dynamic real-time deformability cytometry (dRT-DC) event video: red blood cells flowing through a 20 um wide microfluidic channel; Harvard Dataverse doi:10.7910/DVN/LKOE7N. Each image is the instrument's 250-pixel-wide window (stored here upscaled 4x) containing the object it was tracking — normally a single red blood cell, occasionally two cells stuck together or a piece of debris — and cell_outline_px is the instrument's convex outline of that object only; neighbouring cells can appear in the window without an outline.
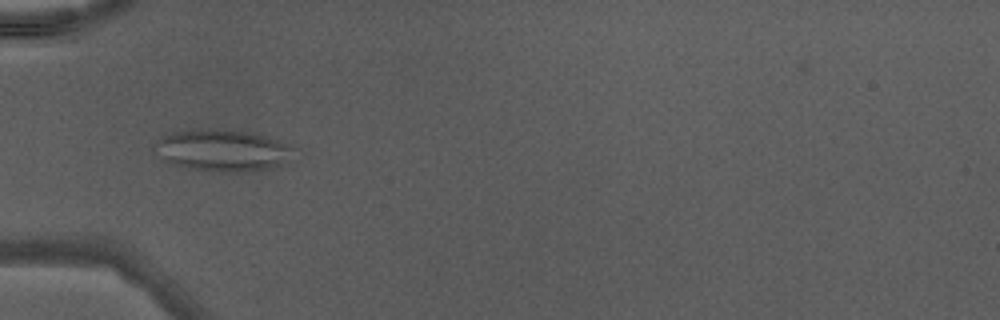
{"species": "Egyptian fruit bat (a non-hibernating species)", "species_latin": "Rousettus aegyptiacus", "temperature_condition": "warm", "stored_images_in_passage": 49, "camera_frame_rate_fps": 3000, "um_per_image_px": 0.085, "animal": {"sex": "male"}, "frame": {"image": 1, "passage_image": 18, "time_ms": 5.667, "image_size_px": [1000, 320], "cell_outline_px": [[292, 160], [268, 168], [244, 172], [220, 172], [192, 168], [176, 164], [164, 160], [152, 148], [164, 136], [172, 132], [196, 128], [228, 128], [252, 132], [276, 140], [292, 148]], "centroid_in_image_um": [18.9, 12.75], "position_along_channel_um": 66.1, "area_um2": 33.76}}
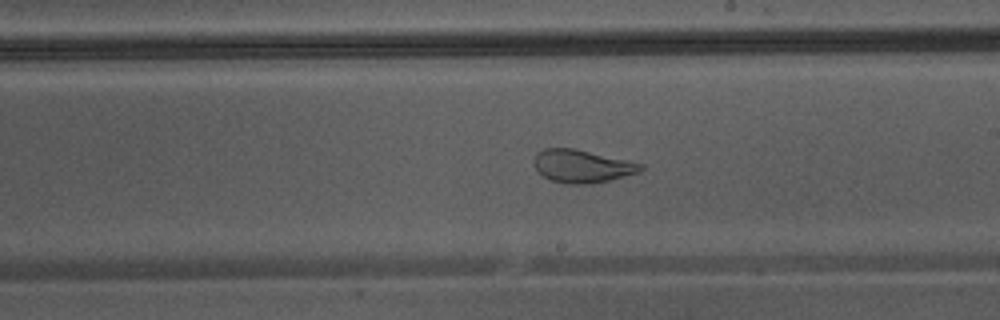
{"frame": {"image": 2, "passage_image": 30, "time_ms": 9.667, "image_size_px": [1000, 320], "cell_outline_px": [[644, 168], [640, 172], [592, 184], [568, 184], [552, 180], [544, 176], [536, 168], [536, 152], [544, 148], [572, 148], [644, 164]], "centroid_in_image_um": [49.5, 14.13], "position_along_channel_um": 239.5, "area_um2": 20.06}}
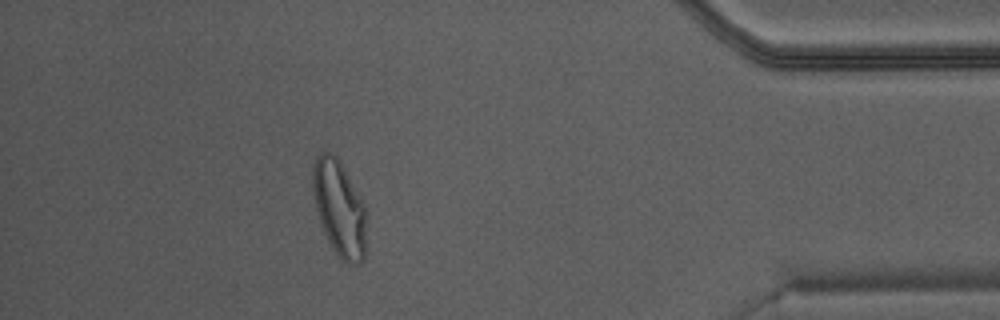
{"frame": {"image": 3, "passage_image": 44, "time_ms": 14.333, "image_size_px": [1000, 320], "cell_outline_px": [[368, 212], [364, 260], [360, 264], [348, 264], [340, 260], [332, 248], [320, 224], [316, 208], [312, 188], [312, 168], [316, 156], [320, 152], [328, 152], [336, 156], [340, 160], [364, 204]], "centroid_in_image_um": [28.86, 17.74], "position_along_channel_um": 406.3, "area_um2": 30.58}}